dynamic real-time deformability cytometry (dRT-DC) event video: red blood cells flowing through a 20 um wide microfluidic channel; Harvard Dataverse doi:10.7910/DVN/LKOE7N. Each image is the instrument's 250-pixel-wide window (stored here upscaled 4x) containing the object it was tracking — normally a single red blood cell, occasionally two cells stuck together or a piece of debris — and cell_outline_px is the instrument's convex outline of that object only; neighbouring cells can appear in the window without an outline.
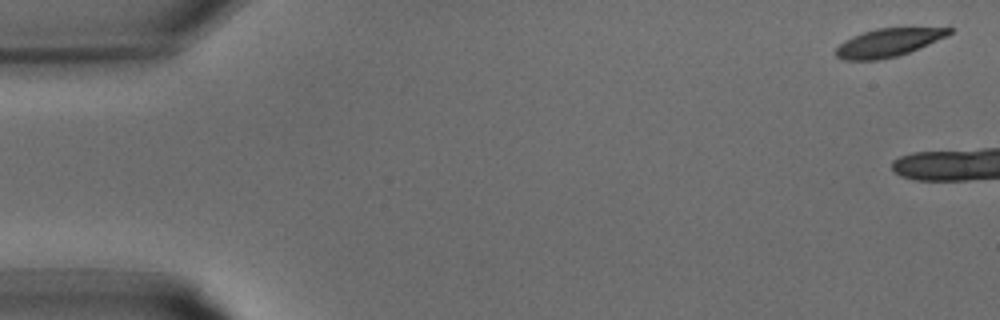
{"species": "common noctule bat (a hibernating species)", "species_latin": "Nyctalus noctula", "temperature_condition": "warm", "stored_images_in_passage": 5, "camera_frame_rate_fps": 3000, "um_per_image_px": 0.085, "animal": {"sex": "male", "body_mass_g": 15.6}, "frame": {"image": 1, "passage_image": 1, "time_ms": 0.0, "image_size_px": [1000, 320], "cell_outline_px": [[952, 32], [948, 36], [908, 52], [896, 56], [876, 60], [844, 60], [836, 56], [836, 48], [844, 40], [852, 36], [876, 28], [952, 28]], "centroid_in_image_um": [75.48, 3.62], "position_along_channel_um": 9.5, "area_um2": 18.32}}